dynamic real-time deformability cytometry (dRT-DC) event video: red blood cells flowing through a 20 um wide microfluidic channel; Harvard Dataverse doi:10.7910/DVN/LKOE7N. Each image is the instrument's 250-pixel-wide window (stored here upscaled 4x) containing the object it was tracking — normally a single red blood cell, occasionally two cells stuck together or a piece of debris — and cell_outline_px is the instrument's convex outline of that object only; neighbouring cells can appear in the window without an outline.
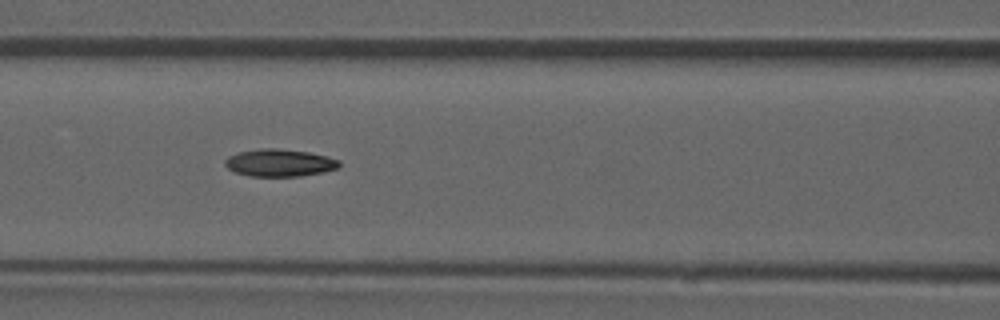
{"species": "common noctule bat (a hibernating species)", "species_latin": "Nyctalus noctula", "temperature_condition": "room temperature", "stored_images_in_passage": 53, "camera_frame_rate_fps": 3000, "um_per_image_px": 0.085, "animal": {"sex": "male", "forearm_length_mm": 52.5}, "frame": {"image": 1, "passage_image": 23, "time_ms": 7.333, "image_size_px": [1000, 320], "cell_outline_px": [[340, 164], [336, 168], [324, 172], [300, 176], [248, 176], [236, 172], [228, 168], [224, 164], [224, 160], [228, 156], [236, 152], [260, 148], [276, 148], [308, 152], [340, 160]], "centroid_in_image_um": [23.71, 13.83], "position_along_channel_um": 142.9, "area_um2": 18.21}}
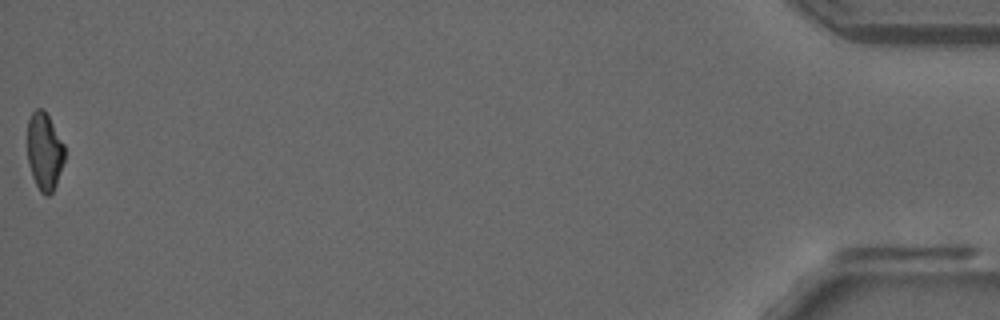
{"frame": {"image": 2, "passage_image": 53, "time_ms": 17.333, "image_size_px": [1000, 320], "cell_outline_px": [[64, 160], [56, 184], [52, 192], [48, 196], [44, 196], [40, 192], [32, 176], [28, 164], [28, 120], [32, 112], [36, 108], [44, 108], [64, 144]], "centroid_in_image_um": [3.77, 12.86], "position_along_channel_um": 431.4, "area_um2": 16.82}, "authors_computed_cell_mechanics": {"area_um2": 18.0914, "velocity_mm_per_s": 3.909, "shape_relaxation_time_tau1_ms": null, "shape_relaxation_time_tau2_ms": 5.9255, "deformation_change_tau1": null, "deformation_change_tau2": 0.1405}}